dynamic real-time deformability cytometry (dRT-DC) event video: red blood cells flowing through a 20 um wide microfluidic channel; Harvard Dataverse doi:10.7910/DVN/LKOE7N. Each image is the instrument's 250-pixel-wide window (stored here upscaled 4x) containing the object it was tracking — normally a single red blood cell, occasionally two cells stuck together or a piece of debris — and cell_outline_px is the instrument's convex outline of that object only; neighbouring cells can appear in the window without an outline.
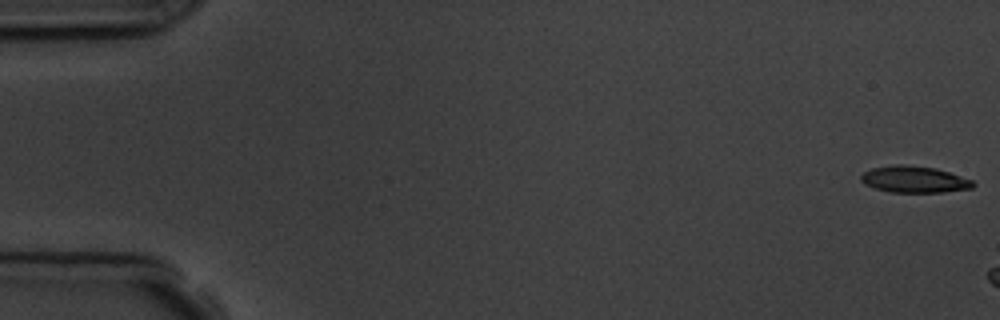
{"species": "common noctule bat (a hibernating species)", "species_latin": "Nyctalus noctula", "temperature_condition": "room temperature", "stored_images_in_passage": 4, "segment_of_instrument_passage": [2, 2], "camera_frame_rate_fps": 3000, "um_per_image_px": 0.085, "animal": {"sex": "male", "body_mass_g": 19.5, "forearm_length_mm": 54.6}, "frame": {"image": 1, "passage_image": 4, "time_ms": 3.667, "image_size_px": [1000, 320], "cell_outline_px": [[976, 184], [972, 188], [944, 192], [888, 192], [872, 188], [864, 184], [860, 180], [860, 176], [864, 172], [872, 168], [896, 164], [900, 164], [936, 168], [972, 180]], "centroid_in_image_um": [77.67, 15.25], "position_along_channel_um": 7.3, "area_um2": 17.4}}